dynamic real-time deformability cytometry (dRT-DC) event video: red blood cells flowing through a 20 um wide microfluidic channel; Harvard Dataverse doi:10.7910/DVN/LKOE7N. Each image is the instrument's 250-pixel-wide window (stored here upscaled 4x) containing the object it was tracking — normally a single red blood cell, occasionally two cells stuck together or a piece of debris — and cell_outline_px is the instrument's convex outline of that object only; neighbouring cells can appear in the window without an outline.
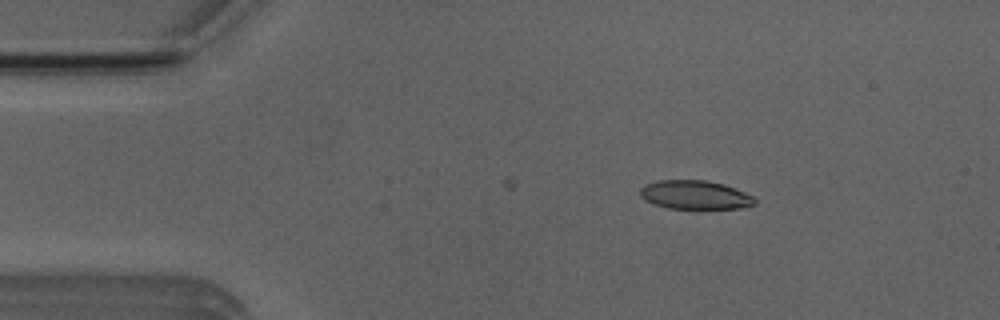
{"species": "Egyptian fruit bat (a non-hibernating species)", "species_latin": "Rousettus aegyptiacus", "temperature_condition": "room temperature", "stored_images_in_passage": 7, "camera_frame_rate_fps": 3000, "um_per_image_px": 0.085, "animal": {"sex": "male"}, "frame": {"image": 1, "passage_image": 3, "time_ms": 2.333, "image_size_px": [1000, 320], "cell_outline_px": [[756, 204], [740, 208], [668, 208], [652, 204], [644, 200], [640, 196], [640, 188], [644, 184], [660, 180], [704, 180], [724, 184], [744, 192], [752, 196], [756, 200]], "centroid_in_image_um": [59.03, 16.56], "position_along_channel_um": 26.0, "area_um2": 19.19}}
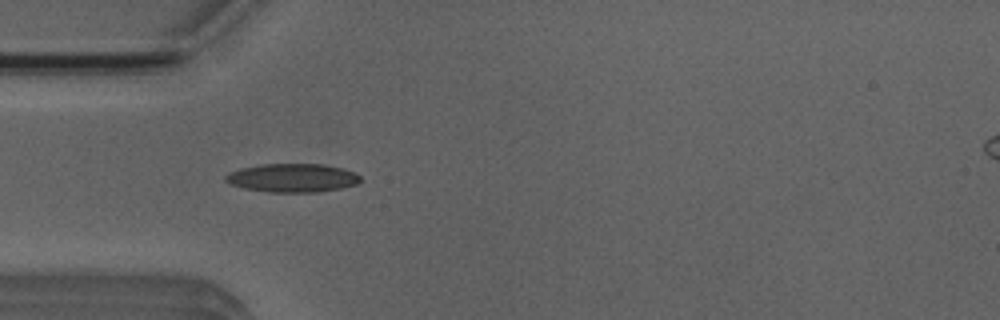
{"frame": {"image": 2, "passage_image": 5, "time_ms": 4.667, "image_size_px": [1000, 320], "cell_outline_px": [[360, 180], [356, 184], [340, 188], [320, 192], [268, 192], [244, 188], [232, 184], [224, 180], [224, 176], [240, 168], [264, 164], [324, 164], [344, 168], [360, 176]], "centroid_in_image_um": [24.86, 15.12], "position_along_channel_um": 60.1, "area_um2": 22.31}}